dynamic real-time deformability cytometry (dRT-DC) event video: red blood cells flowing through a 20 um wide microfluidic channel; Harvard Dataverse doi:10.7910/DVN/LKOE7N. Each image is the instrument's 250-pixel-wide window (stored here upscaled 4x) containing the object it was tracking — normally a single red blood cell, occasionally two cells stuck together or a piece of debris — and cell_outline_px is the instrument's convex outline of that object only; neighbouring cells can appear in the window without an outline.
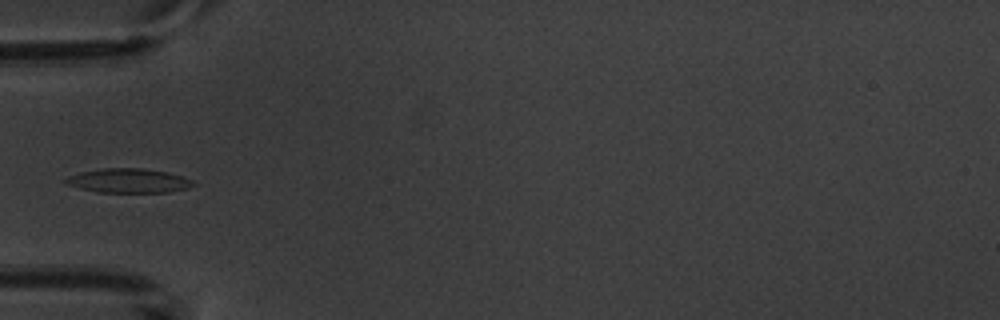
{"species": "common noctule bat (a hibernating species)", "species_latin": "Nyctalus noctula", "temperature_condition": "warm", "stored_images_in_passage": 4, "camera_frame_rate_fps": 3000, "um_per_image_px": 0.085, "animal": {"sex": "male", "body_mass_g": 20.1, "forearm_length_mm": 53.5}, "frame": {"image": 1, "passage_image": 4, "time_ms": 3.333, "image_size_px": [1000, 320], "cell_outline_px": [[196, 184], [188, 188], [168, 192], [96, 192], [80, 188], [68, 184], [64, 180], [68, 176], [80, 172], [104, 168], [144, 168], [168, 172], [192, 180]], "centroid_in_image_um": [10.94, 15.35], "position_along_channel_um": 74.1, "area_um2": 17.92}}